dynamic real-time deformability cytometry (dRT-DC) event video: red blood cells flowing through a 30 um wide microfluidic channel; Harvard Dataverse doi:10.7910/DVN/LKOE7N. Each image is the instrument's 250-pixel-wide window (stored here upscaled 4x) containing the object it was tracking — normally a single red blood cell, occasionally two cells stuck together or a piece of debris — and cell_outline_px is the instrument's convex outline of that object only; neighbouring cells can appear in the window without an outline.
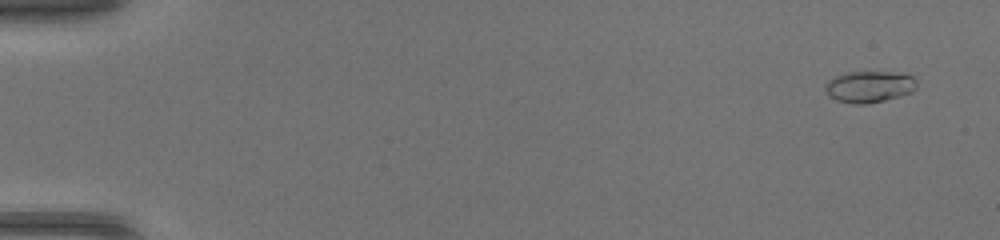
{"species": "common noctule bat (a hibernating species)", "species_latin": "Nyctalus noctula", "temperature_condition": "warm", "stored_images_in_passage": 50, "camera_frame_rate_fps": 3000, "um_per_image_px": 0.085, "animal": {"sex": "female", "body_mass_g": 17.0, "forearm_length_mm": 48.0}, "frame": {"image": 1, "passage_image": 3, "time_ms": 0.667, "image_size_px": [1000, 240], "cell_outline_px": [[916, 88], [912, 92], [900, 96], [884, 100], [864, 104], [856, 104], [836, 100], [828, 96], [824, 92], [824, 84], [832, 76], [848, 72], [892, 72], [912, 76], [916, 80]], "centroid_in_image_um": [73.83, 7.37], "position_along_channel_um": 11.2, "area_um2": 16.94}}
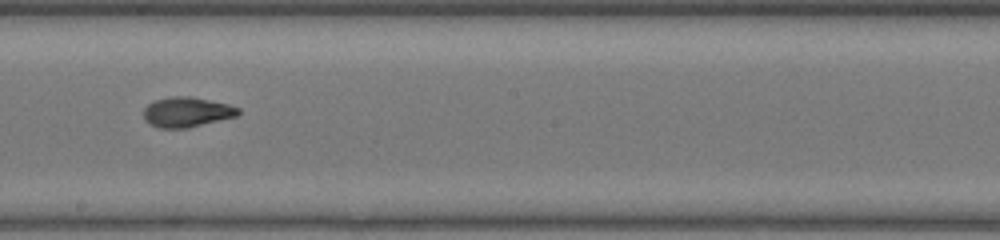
{"frame": {"image": 2, "passage_image": 30, "time_ms": 9.667, "image_size_px": [1000, 240], "cell_outline_px": [[240, 112], [236, 116], [188, 128], [160, 128], [148, 124], [144, 120], [144, 108], [148, 104], [156, 100], [172, 96], [192, 96], [228, 104], [240, 108]], "centroid_in_image_um": [15.86, 9.53], "position_along_channel_um": 232.3, "area_um2": 16.59}}
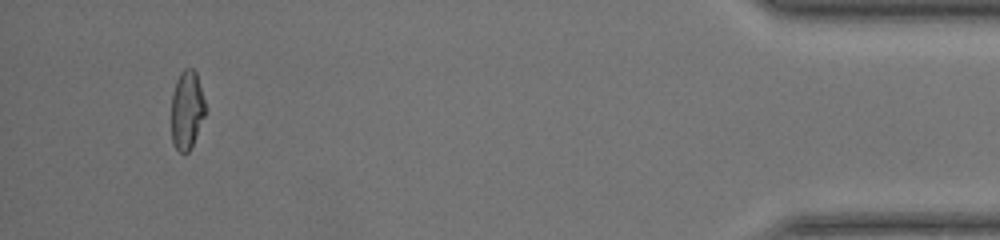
{"frame": {"image": 3, "passage_image": 48, "time_ms": 15.667, "image_size_px": [1000, 240], "cell_outline_px": [[208, 112], [188, 152], [180, 152], [176, 148], [172, 140], [172, 92], [176, 80], [180, 72], [184, 68], [192, 68], [196, 72]], "centroid_in_image_um": [15.91, 9.31], "position_along_channel_um": 419.3, "area_um2": 15.72}, "authors_computed_cell_mechanics": {"area_um2": 16.184, "velocity_mm_per_s": 4.2779, "shape_relaxation_time_tau1_ms": 9.9948, "shape_relaxation_time_tau2_ms": 1.4921, "deformation_change_tau1": 0.3602, "deformation_change_tau2": 0.0623}}